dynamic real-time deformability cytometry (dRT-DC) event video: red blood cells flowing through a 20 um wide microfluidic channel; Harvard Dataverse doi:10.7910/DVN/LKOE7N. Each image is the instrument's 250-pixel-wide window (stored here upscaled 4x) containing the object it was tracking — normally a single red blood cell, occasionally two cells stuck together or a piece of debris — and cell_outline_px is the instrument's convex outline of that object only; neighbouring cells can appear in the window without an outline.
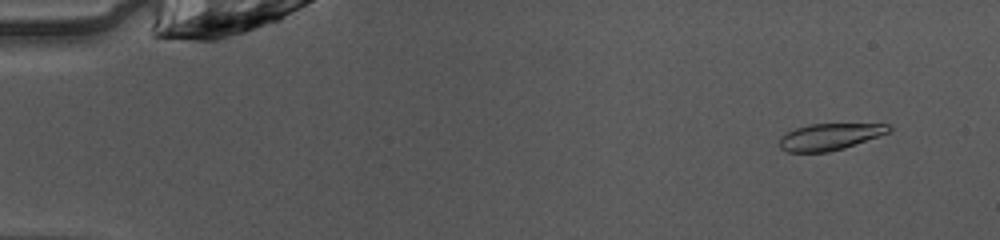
{"species": "common noctule bat (a hibernating species)", "species_latin": "Nyctalus noctula", "temperature_condition": "warm", "stored_images_in_passage": 49, "camera_frame_rate_fps": 3000, "um_per_image_px": 0.085, "animal": {"sex": "female", "body_mass_g": 10.0, "forearm_length_mm": 53.1}, "frame": {"image": 1, "passage_image": 4, "time_ms": 1.0, "image_size_px": [1000, 240], "cell_outline_px": [[892, 128], [888, 132], [880, 136], [844, 148], [828, 152], [788, 152], [780, 148], [780, 136], [796, 128], [808, 124], [888, 124]], "centroid_in_image_um": [70.52, 11.62], "position_along_channel_um": 14.5, "area_um2": 16.88}}
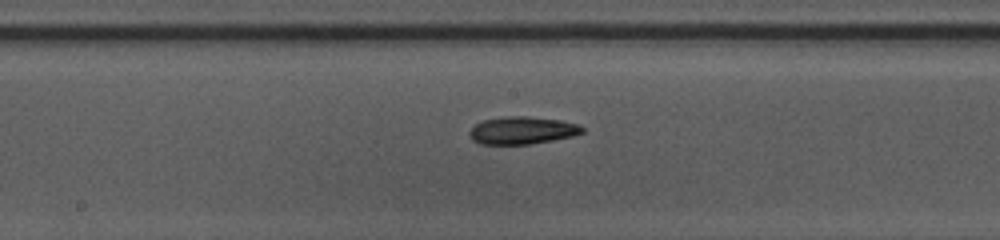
{"frame": {"image": 2, "passage_image": 26, "time_ms": 8.333, "image_size_px": [1000, 240], "cell_outline_px": [[584, 132], [572, 136], [532, 144], [480, 144], [472, 140], [468, 132], [476, 124], [484, 120], [508, 116], [528, 116], [560, 120], [576, 124], [584, 128]], "centroid_in_image_um": [44.38, 11.09], "position_along_channel_um": 203.8, "area_um2": 17.98}}
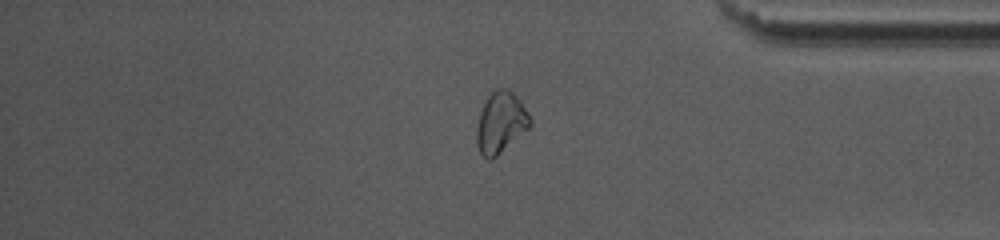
{"frame": {"image": 3, "passage_image": 41, "time_ms": 13.333, "image_size_px": [1000, 240], "cell_outline_px": [[532, 124], [528, 128], [492, 160], [488, 160], [480, 152], [476, 144], [476, 128], [480, 112], [492, 88], [508, 88], [520, 100], [528, 112], [532, 120]], "centroid_in_image_um": [42.55, 10.39], "position_along_channel_um": 392.7, "area_um2": 19.07}, "authors_computed_cell_mechanics": {"area_um2": 18.1492, "velocity_mm_per_s": 4.0954, "shape_relaxation_time_tau1_ms": 3.5481, "shape_relaxation_time_tau2_ms": null, "deformation_change_tau1": 0.1114, "deformation_change_tau2": null}}